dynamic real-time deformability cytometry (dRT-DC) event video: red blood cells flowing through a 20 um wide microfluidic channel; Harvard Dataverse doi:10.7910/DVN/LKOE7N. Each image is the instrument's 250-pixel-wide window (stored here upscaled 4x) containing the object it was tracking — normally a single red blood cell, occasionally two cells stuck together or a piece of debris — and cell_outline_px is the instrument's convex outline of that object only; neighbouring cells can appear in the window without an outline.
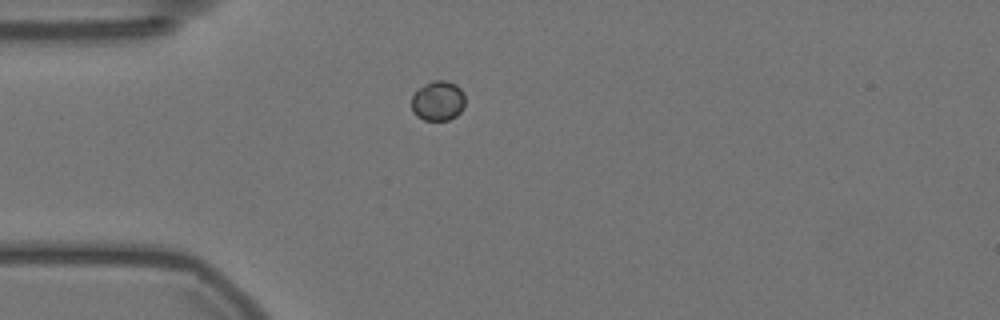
{"species": "Egyptian fruit bat (a non-hibernating species)", "species_latin": "Rousettus aegyptiacus", "temperature_condition": "warm", "stored_images_in_passage": 43, "camera_frame_rate_fps": 3000, "um_per_image_px": 0.085, "animal": {"sex": "female"}, "frame": {"image": 1, "passage_image": 1, "time_ms": 0.0, "image_size_px": [1000, 320], "cell_outline_px": [[464, 108], [456, 116], [448, 120], [424, 120], [416, 116], [412, 112], [412, 96], [424, 84], [432, 80], [444, 80], [456, 84], [464, 92]], "centroid_in_image_um": [37.24, 8.57], "position_along_channel_um": 47.8, "area_um2": 12.54}}
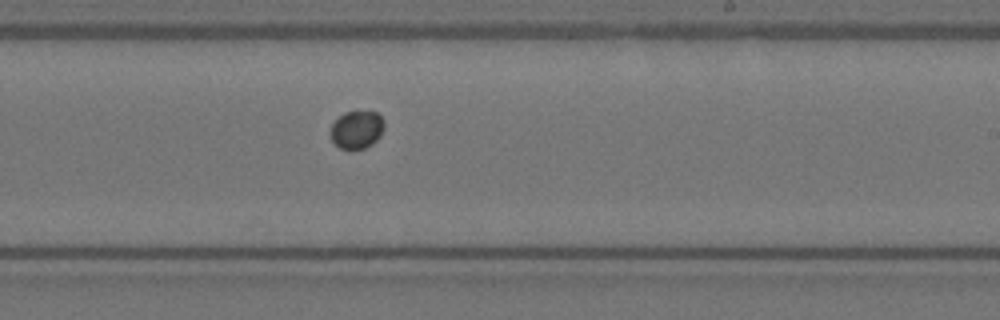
{"frame": {"image": 2, "passage_image": 20, "time_ms": 6.333, "image_size_px": [1000, 320], "cell_outline_px": [[384, 128], [380, 136], [372, 144], [364, 148], [352, 152], [340, 148], [332, 144], [328, 132], [332, 124], [344, 112], [376, 112], [384, 120]], "centroid_in_image_um": [30.27, 11.08], "position_along_channel_um": 258.7, "area_um2": 12.25}}
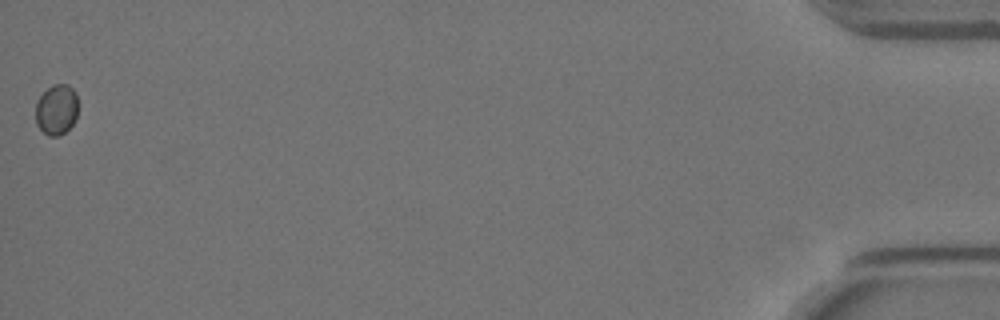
{"frame": {"image": 3, "passage_image": 43, "time_ms": 14.0, "image_size_px": [1000, 320], "cell_outline_px": [[76, 120], [60, 136], [48, 136], [36, 124], [36, 100], [52, 84], [68, 84], [76, 92]], "centroid_in_image_um": [4.79, 9.31], "position_along_channel_um": 430.4, "area_um2": 12.43}}